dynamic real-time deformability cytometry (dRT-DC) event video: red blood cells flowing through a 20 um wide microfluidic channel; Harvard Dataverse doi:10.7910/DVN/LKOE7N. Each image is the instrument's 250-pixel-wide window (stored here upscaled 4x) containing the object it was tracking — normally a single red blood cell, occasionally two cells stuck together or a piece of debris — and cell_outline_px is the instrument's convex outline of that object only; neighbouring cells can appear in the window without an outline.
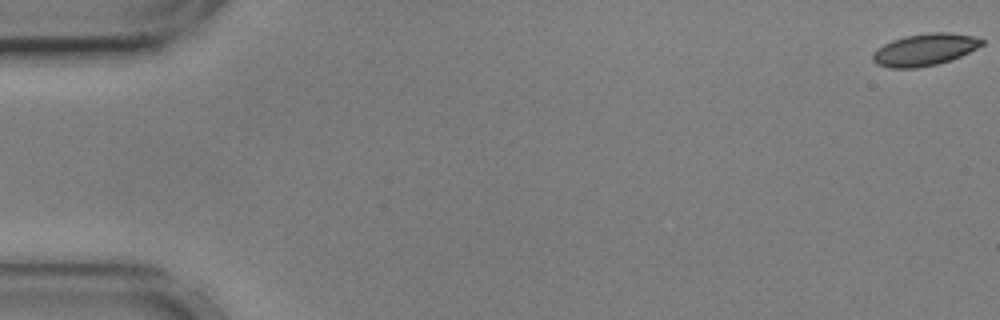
{"species": "common noctule bat (a hibernating species)", "species_latin": "Nyctalus noctula", "temperature_condition": "cold", "stored_images_in_passage": 57, "camera_frame_rate_fps": 3000, "um_per_image_px": 0.085, "animal": {"sex": "male", "body_mass_g": 17.9, "forearm_length_mm": 54.2}, "frame": {"image": 1, "passage_image": 1, "time_ms": 0.0, "image_size_px": [1000, 320], "cell_outline_px": [[984, 44], [960, 56], [936, 64], [916, 68], [888, 68], [876, 64], [872, 60], [872, 56], [884, 44], [892, 40], [904, 36], [932, 32], [948, 32], [972, 36], [984, 40]], "centroid_in_image_um": [78.59, 4.22], "position_along_channel_um": 6.4, "area_um2": 20.06}}
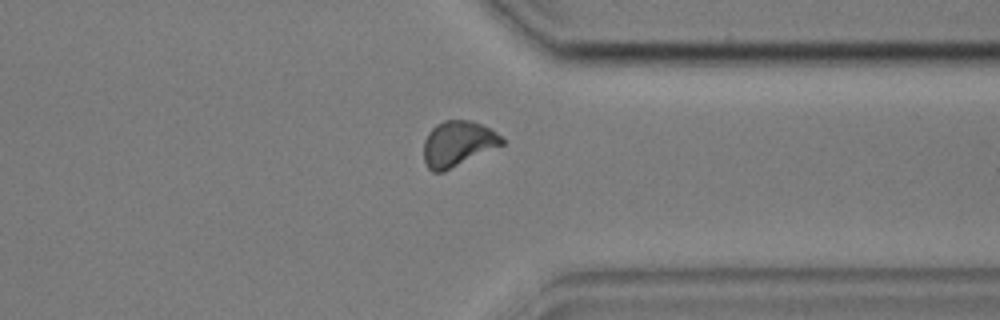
{"frame": {"image": 2, "passage_image": 44, "time_ms": 14.333, "image_size_px": [1000, 320], "cell_outline_px": [[504, 144], [444, 172], [432, 172], [428, 168], [424, 160], [424, 140], [428, 132], [436, 124], [444, 120], [468, 120], [480, 124], [496, 132], [504, 140]], "centroid_in_image_um": [38.89, 12.22], "position_along_channel_um": 372.5, "area_um2": 20.63}}
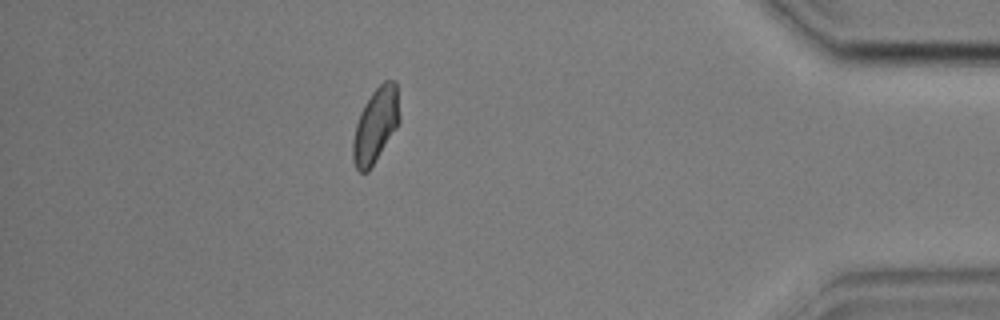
{"frame": {"image": 3, "passage_image": 50, "time_ms": 16.333, "image_size_px": [1000, 320], "cell_outline_px": [[400, 120], [396, 128], [368, 172], [360, 172], [356, 168], [352, 160], [352, 144], [356, 124], [360, 112], [364, 104], [372, 92], [384, 80], [396, 80], [400, 116]], "centroid_in_image_um": [31.92, 10.63], "position_along_channel_um": 403.3, "area_um2": 20.23}, "authors_computed_cell_mechanics": {"area_um2": 20.519, "velocity_mm_per_s": 3.5835, "shape_relaxation_time_tau1_ms": 4.0073, "shape_relaxation_time_tau2_ms": 6.048, "deformation_change_tau1": 0.1049, "deformation_change_tau2": 0.0599}}